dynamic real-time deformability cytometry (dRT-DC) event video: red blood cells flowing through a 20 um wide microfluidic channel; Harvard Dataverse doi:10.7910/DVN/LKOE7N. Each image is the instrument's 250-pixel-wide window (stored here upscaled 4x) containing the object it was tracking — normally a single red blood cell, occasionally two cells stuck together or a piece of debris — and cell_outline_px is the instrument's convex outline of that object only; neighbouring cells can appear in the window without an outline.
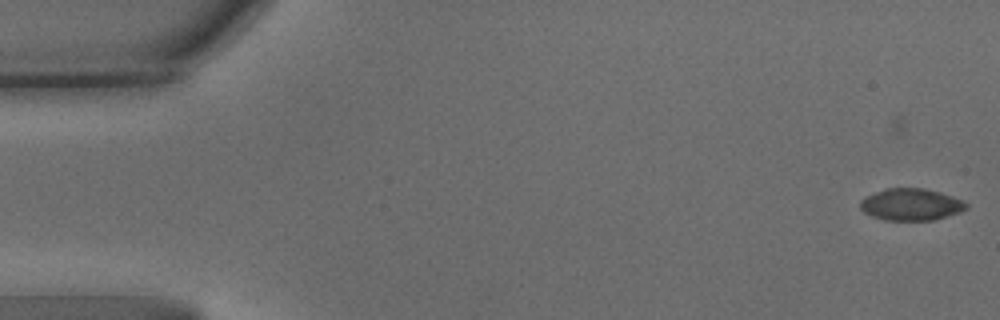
{"species": "common noctule bat (a hibernating species)", "species_latin": "Nyctalus noctula", "temperature_condition": "warm", "stored_images_in_passage": 66, "camera_frame_rate_fps": 3000, "um_per_image_px": 0.085, "animal": {"sex": "male", "body_mass_g": 15.6}, "frame": {"image": 1, "passage_image": 5, "time_ms": 1.333, "image_size_px": [1000, 320], "cell_outline_px": [[968, 208], [960, 212], [932, 220], [884, 220], [872, 216], [864, 212], [860, 208], [860, 200], [864, 196], [884, 188], [924, 188], [940, 192], [964, 200], [968, 204]], "centroid_in_image_um": [77.42, 17.37], "position_along_channel_um": 7.6, "area_um2": 19.88}}
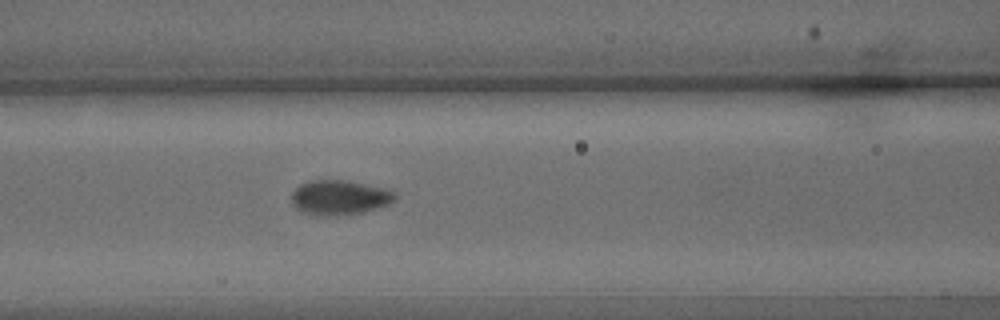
{"frame": {"image": 2, "passage_image": 30, "time_ms": 9.667, "image_size_px": [1000, 320], "cell_outline_px": [[400, 196], [396, 200], [388, 204], [376, 208], [360, 212], [328, 216], [304, 212], [296, 208], [292, 200], [292, 192], [300, 184], [308, 180], [348, 180], [384, 188], [396, 192]], "centroid_in_image_um": [28.9, 16.76], "position_along_channel_um": 137.7, "area_um2": 20.81}}
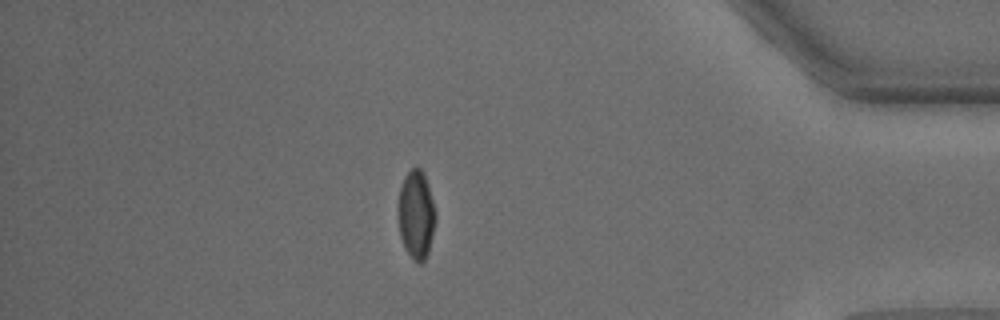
{"frame": {"image": 3, "passage_image": 58, "time_ms": 19.0, "image_size_px": [1000, 320], "cell_outline_px": [[436, 220], [428, 252], [424, 260], [420, 264], [412, 260], [404, 248], [400, 236], [400, 184], [404, 176], [412, 168], [420, 168], [424, 172], [428, 184], [436, 212]], "centroid_in_image_um": [35.4, 18.26], "position_along_channel_um": 399.8, "area_um2": 19.07}, "authors_computed_cell_mechanics": {"area_um2": 19.9988, "velocity_mm_per_s": 3.215, "shape_relaxation_time_tau1_ms": 3.4082, "shape_relaxation_time_tau2_ms": null, "deformation_change_tau1": 0.1468, "deformation_change_tau2": null}}